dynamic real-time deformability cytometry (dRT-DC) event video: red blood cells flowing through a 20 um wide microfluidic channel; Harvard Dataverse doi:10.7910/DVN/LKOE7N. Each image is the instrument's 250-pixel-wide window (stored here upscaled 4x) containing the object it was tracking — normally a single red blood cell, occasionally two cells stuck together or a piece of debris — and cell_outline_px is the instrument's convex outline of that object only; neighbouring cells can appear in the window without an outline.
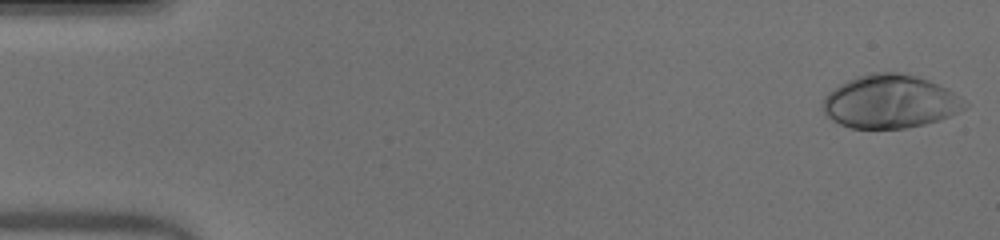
{"species": "human", "species_latin": "Homo sapiens", "temperature_condition": "warm", "stored_images_in_passage": 51, "camera_frame_rate_fps": 3000, "um_per_image_px": 0.085, "donor": {"sex": "male"}, "frame": {"image": 1, "passage_image": 1, "time_ms": 0.0, "image_size_px": [1000, 240], "cell_outline_px": [[968, 104], [964, 108], [940, 120], [924, 124], [904, 128], [852, 128], [840, 124], [832, 120], [824, 112], [824, 96], [828, 92], [840, 84], [856, 76], [872, 72], [896, 72], [916, 76], [940, 84], [948, 88], [960, 96]], "centroid_in_image_um": [75.67, 8.62], "position_along_channel_um": 9.3, "area_um2": 43.99}}
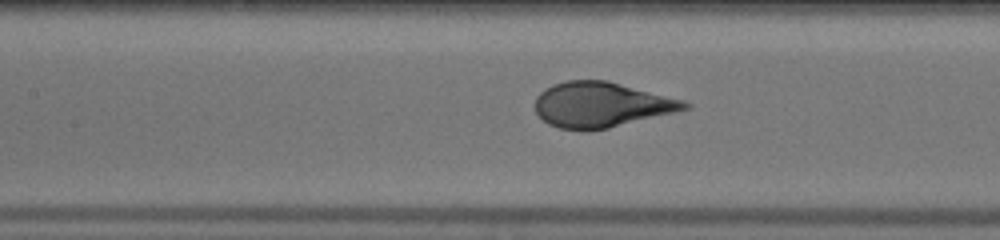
{"frame": {"image": 2, "passage_image": 23, "time_ms": 7.333, "image_size_px": [1000, 240], "cell_outline_px": [[692, 108], [608, 128], [584, 132], [560, 128], [548, 124], [536, 112], [536, 96], [544, 88], [552, 84], [564, 80], [608, 80], [684, 100], [692, 104]], "centroid_in_image_um": [51.11, 8.9], "position_along_channel_um": 156.3, "area_um2": 39.71}}
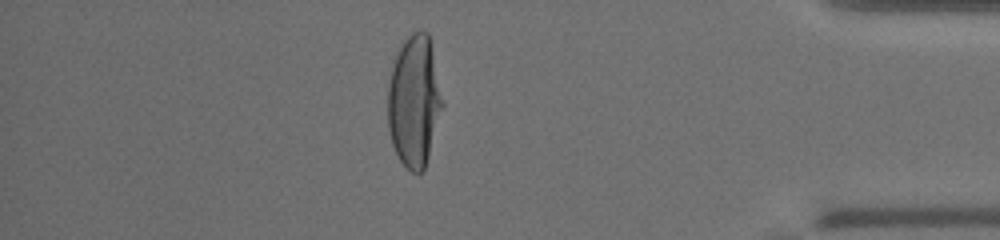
{"frame": {"image": 3, "passage_image": 44, "time_ms": 14.333, "image_size_px": [1000, 240], "cell_outline_px": [[444, 104], [424, 172], [412, 172], [400, 160], [392, 144], [388, 128], [388, 84], [392, 60], [396, 48], [412, 32], [428, 32]], "centroid_in_image_um": [35.19, 8.58], "position_along_channel_um": 400.0, "area_um2": 42.14}}